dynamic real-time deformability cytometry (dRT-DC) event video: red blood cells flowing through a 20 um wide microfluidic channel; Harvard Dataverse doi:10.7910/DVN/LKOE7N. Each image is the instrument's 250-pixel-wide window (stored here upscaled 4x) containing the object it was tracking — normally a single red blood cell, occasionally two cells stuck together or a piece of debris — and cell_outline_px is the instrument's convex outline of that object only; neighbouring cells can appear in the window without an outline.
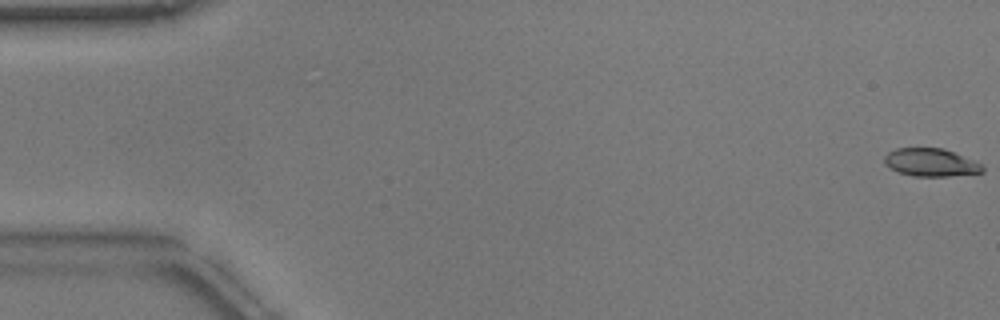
{"species": "common noctule bat (a hibernating species)", "species_latin": "Nyctalus noctula", "temperature_condition": "warm", "stored_images_in_passage": 54, "camera_frame_rate_fps": 3000, "um_per_image_px": 0.085, "animal": {"sex": "male", "body_mass_g": 17.9}, "frame": {"image": 1, "passage_image": 1, "time_ms": 0.0, "image_size_px": [1000, 320], "cell_outline_px": [[984, 172], [948, 176], [912, 176], [900, 172], [884, 164], [884, 156], [888, 152], [896, 148], [944, 148], [972, 160], [980, 164], [984, 168]], "centroid_in_image_um": [79.09, 13.8], "position_along_channel_um": 5.9, "area_um2": 15.78}}
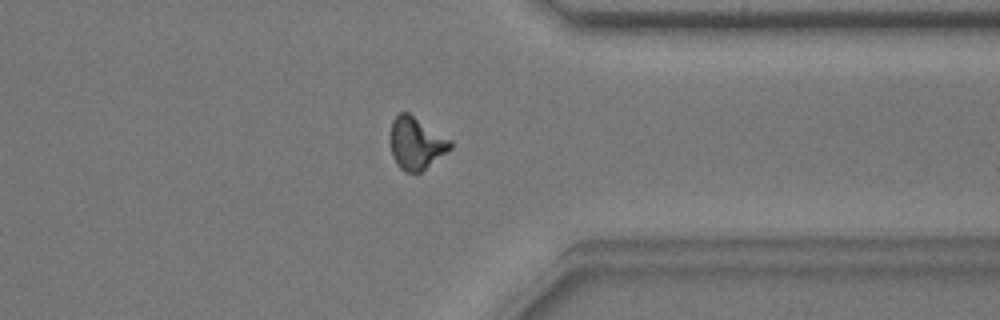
{"frame": {"image": 2, "passage_image": 42, "time_ms": 13.667, "image_size_px": [1000, 320], "cell_outline_px": [[452, 148], [420, 172], [404, 172], [396, 164], [392, 156], [388, 140], [392, 120], [400, 112], [408, 112], [452, 140]], "centroid_in_image_um": [35.33, 12.17], "position_along_channel_um": 376.1, "area_um2": 18.5}}
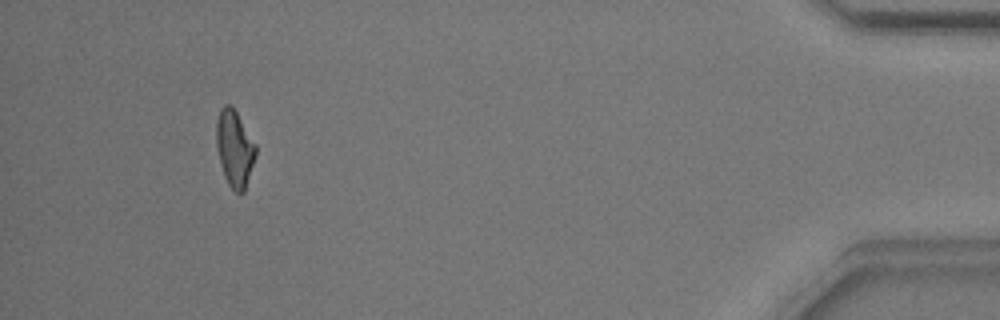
{"frame": {"image": 3, "passage_image": 50, "time_ms": 16.333, "image_size_px": [1000, 320], "cell_outline_px": [[256, 156], [244, 192], [240, 196], [228, 184], [224, 176], [216, 144], [216, 120], [220, 108], [224, 104], [232, 104], [256, 144]], "centroid_in_image_um": [19.94, 12.6], "position_along_channel_um": 415.3, "area_um2": 17.74}, "authors_computed_cell_mechanics": {"area_um2": 17.5712, "velocity_mm_per_s": 3.8183, "shape_relaxation_time_tau1_ms": 5.3061, "shape_relaxation_time_tau2_ms": 2.2932, "deformation_change_tau1": 0.1901, "deformation_change_tau2": 0.1038}}